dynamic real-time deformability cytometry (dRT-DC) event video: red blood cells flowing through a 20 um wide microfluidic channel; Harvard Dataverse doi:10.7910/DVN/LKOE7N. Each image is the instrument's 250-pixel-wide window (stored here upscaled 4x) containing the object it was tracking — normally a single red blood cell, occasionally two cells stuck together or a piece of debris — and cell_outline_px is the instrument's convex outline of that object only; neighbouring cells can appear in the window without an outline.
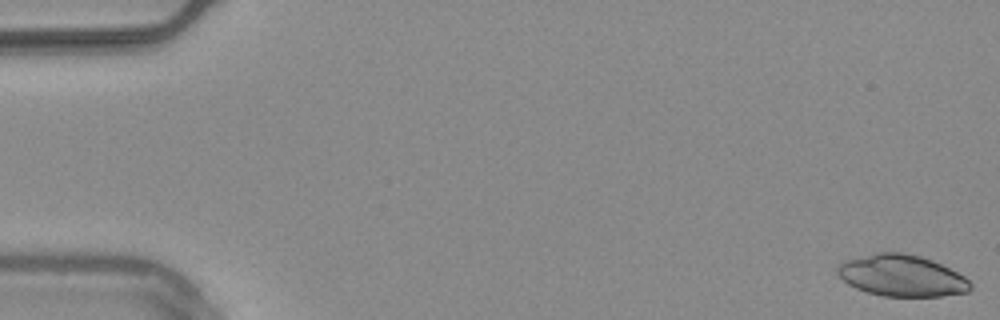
{"species": "common noctule bat (a hibernating species)", "species_latin": "Nyctalus noctula", "temperature_condition": "warm", "stored_images_in_passage": 55, "camera_frame_rate_fps": 3000, "um_per_image_px": 0.085, "animal": {"sex": "male", "body_mass_g": 20.4}, "frame": {"image": 1, "passage_image": 1, "time_ms": 0.0, "image_size_px": [1000, 320], "cell_outline_px": [[972, 288], [968, 292], [940, 296], [884, 296], [868, 292], [856, 288], [848, 284], [836, 272], [836, 268], [844, 260], [876, 252], [904, 252], [920, 256], [932, 260], [964, 276], [972, 284]], "centroid_in_image_um": [76.64, 23.42], "position_along_channel_um": 8.4, "area_um2": 32.08}}